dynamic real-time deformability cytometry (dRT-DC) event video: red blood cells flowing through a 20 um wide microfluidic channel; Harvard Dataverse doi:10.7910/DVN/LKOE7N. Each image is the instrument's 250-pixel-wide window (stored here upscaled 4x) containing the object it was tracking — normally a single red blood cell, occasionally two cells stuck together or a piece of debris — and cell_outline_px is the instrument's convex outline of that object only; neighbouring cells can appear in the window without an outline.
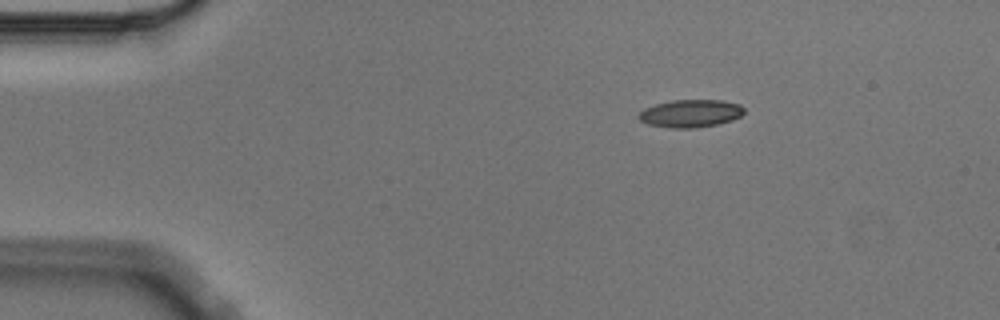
{"species": "Egyptian fruit bat (a non-hibernating species)", "species_latin": "Rousettus aegyptiacus", "temperature_condition": "cold", "stored_images_in_passage": 5, "camera_frame_rate_fps": 3000, "um_per_image_px": 0.085, "animal": {"sex": "male"}, "frame": {"image": 1, "passage_image": 3, "time_ms": 0.667, "image_size_px": [1000, 320], "cell_outline_px": [[744, 112], [740, 116], [732, 120], [716, 124], [692, 128], [668, 128], [648, 124], [640, 120], [636, 116], [644, 108], [656, 104], [672, 100], [724, 100], [740, 104], [744, 108]], "centroid_in_image_um": [58.68, 9.63], "position_along_channel_um": 26.3, "area_um2": 17.05}}